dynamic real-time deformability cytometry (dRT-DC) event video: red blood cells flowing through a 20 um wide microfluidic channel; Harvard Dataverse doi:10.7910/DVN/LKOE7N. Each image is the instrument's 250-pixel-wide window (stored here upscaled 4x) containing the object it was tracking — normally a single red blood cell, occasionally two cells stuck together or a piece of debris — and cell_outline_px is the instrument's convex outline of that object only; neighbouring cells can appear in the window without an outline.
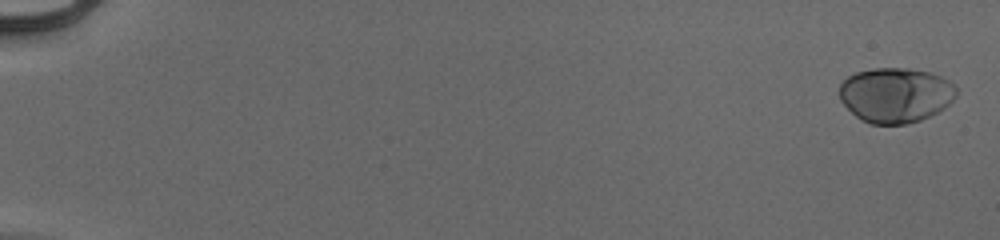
{"species": "human", "species_latin": "Homo sapiens", "temperature_condition": "cold", "stored_images_in_passage": 55, "camera_frame_rate_fps": 3000, "um_per_image_px": 0.085, "donor": {"sex": "male"}, "frame": {"image": 1, "passage_image": 2, "time_ms": 0.333, "image_size_px": [1000, 240], "cell_outline_px": [[956, 96], [944, 108], [920, 120], [908, 124], [868, 124], [860, 120], [840, 100], [840, 84], [848, 76], [856, 72], [872, 68], [908, 68], [932, 72], [956, 84]], "centroid_in_image_um": [76.12, 8.07], "position_along_channel_um": 8.9, "area_um2": 37.63}}
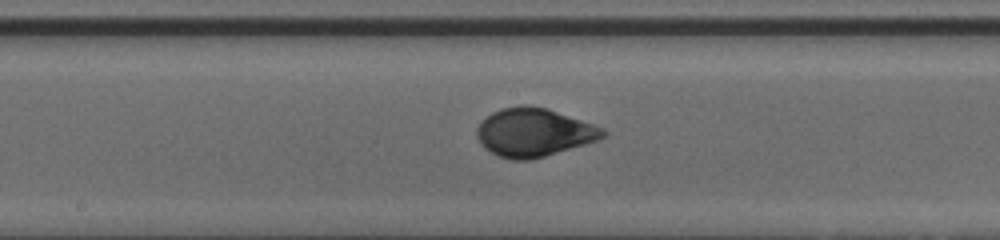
{"frame": {"image": 2, "passage_image": 32, "time_ms": 10.333, "image_size_px": [1000, 240], "cell_outline_px": [[608, 132], [600, 140], [532, 160], [512, 160], [500, 156], [484, 148], [480, 144], [476, 136], [476, 128], [492, 112], [500, 108], [524, 104], [528, 104], [548, 108], [604, 128]], "centroid_in_image_um": [45.39, 11.25], "position_along_channel_um": 202.8, "area_um2": 35.78}}
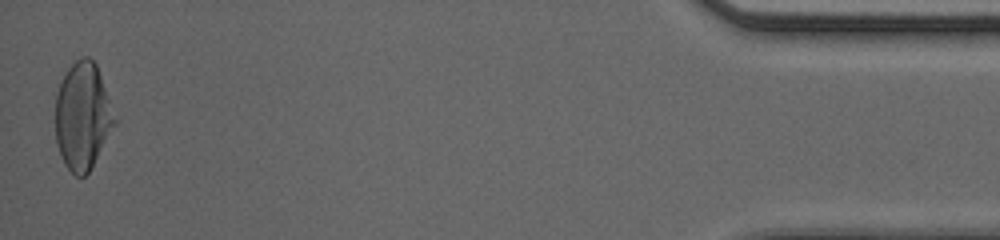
{"frame": {"image": 3, "passage_image": 55, "time_ms": 18.0, "image_size_px": [1000, 240], "cell_outline_px": [[116, 124], [88, 172], [84, 176], [76, 176], [64, 164], [56, 140], [56, 92], [68, 68], [80, 56], [88, 56], [96, 64], [116, 120]], "centroid_in_image_um": [7.01, 9.86], "position_along_channel_um": 428.2, "area_um2": 36.36}, "authors_computed_cell_mechanics": {"area_um2": 35.6048, "velocity_mm_per_s": 3.9474, "shape_relaxation_time_tau1_ms": 3.7877, "shape_relaxation_time_tau2_ms": null, "deformation_change_tau1": 0.1663, "deformation_change_tau2": null}}